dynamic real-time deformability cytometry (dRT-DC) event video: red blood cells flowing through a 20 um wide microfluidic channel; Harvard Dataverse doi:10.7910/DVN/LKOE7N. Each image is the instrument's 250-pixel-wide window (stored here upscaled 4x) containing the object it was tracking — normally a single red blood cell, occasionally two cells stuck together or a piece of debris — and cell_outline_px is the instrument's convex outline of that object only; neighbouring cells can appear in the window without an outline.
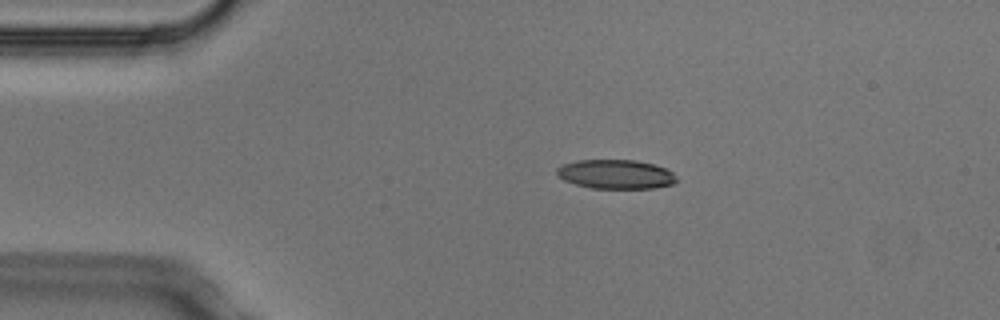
{"species": "Egyptian fruit bat (a non-hibernating species)", "species_latin": "Rousettus aegyptiacus", "temperature_condition": "cold", "stored_images_in_passage": 2, "camera_frame_rate_fps": 3000, "um_per_image_px": 0.085, "animal": {"sex": "male"}, "frame": {"image": 1, "passage_image": 1, "time_ms": 0.0, "image_size_px": [1000, 320], "cell_outline_px": [[676, 180], [672, 184], [656, 188], [592, 188], [576, 184], [564, 180], [556, 176], [556, 168], [564, 164], [576, 160], [636, 160], [656, 164], [672, 172], [676, 176]], "centroid_in_image_um": [52.33, 14.8], "position_along_channel_um": 32.7, "area_um2": 20.4}}